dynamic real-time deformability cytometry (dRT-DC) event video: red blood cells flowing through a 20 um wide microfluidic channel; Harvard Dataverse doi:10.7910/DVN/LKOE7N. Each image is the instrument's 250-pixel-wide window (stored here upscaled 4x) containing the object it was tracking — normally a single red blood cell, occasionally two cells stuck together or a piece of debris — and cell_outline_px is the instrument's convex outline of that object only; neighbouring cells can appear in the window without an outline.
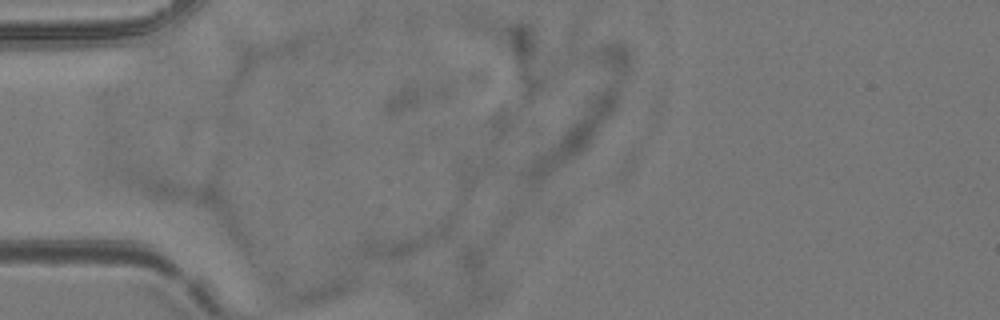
{"species": "common noctule bat (a hibernating species)", "species_latin": "Nyctalus noctula", "temperature_condition": "room temperature", "stored_images_in_passage": 4, "camera_frame_rate_fps": 3000, "um_per_image_px": 0.085, "animal": {"sex": "female", "body_mass_g": 24.6, "forearm_length_mm": 56.2}, "frame": {"image": 1, "passage_image": 2, "time_ms": 0.333, "image_size_px": [1000, 320], "cell_outline_px": [[352, 276], [348, 288], [340, 292], [328, 296], [296, 304], [272, 304], [268, 284], [268, 276], [276, 272]], "centroid_in_image_um": [25.87, 24.38], "position_along_channel_um": 59.1, "area_um2": 14.68}}